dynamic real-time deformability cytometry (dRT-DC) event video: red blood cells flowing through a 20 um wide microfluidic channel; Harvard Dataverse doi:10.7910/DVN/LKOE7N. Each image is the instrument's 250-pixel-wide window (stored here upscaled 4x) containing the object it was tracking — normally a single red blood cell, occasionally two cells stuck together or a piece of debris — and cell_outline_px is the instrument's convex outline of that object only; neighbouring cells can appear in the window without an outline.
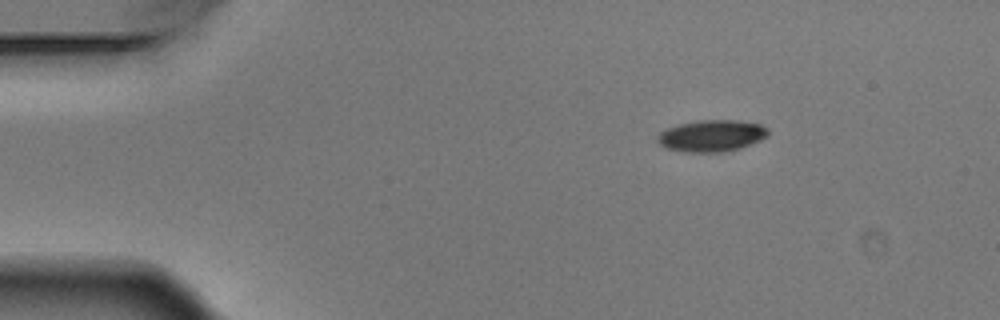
{"species": "Egyptian fruit bat (a non-hibernating species)", "species_latin": "Rousettus aegyptiacus", "temperature_condition": "warm", "stored_images_in_passage": 3, "camera_frame_rate_fps": 3000, "um_per_image_px": 0.085, "animal": {"sex": "male"}, "frame": {"image": 1, "passage_image": 1, "time_ms": 0.0, "image_size_px": [1000, 320], "cell_outline_px": [[768, 136], [760, 140], [740, 148], [724, 152], [684, 152], [668, 148], [660, 144], [656, 140], [656, 136], [660, 132], [668, 128], [680, 124], [700, 120], [736, 120], [760, 124], [768, 128]], "centroid_in_image_um": [60.49, 11.54], "position_along_channel_um": 24.5, "area_um2": 20.35}}